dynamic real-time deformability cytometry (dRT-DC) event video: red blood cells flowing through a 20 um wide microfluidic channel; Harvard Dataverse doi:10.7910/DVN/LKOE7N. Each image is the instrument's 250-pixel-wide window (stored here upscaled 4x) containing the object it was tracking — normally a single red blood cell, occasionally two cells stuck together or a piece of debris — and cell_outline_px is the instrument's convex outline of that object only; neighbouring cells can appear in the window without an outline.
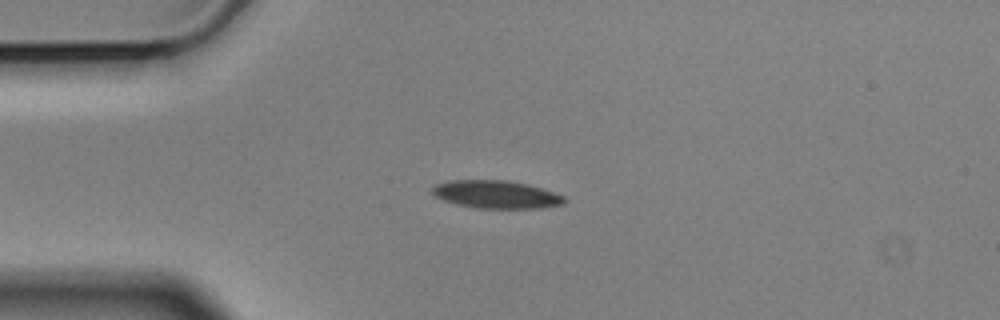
{"species": "Egyptian fruit bat (a non-hibernating species)", "species_latin": "Rousettus aegyptiacus", "temperature_condition": "cold", "stored_images_in_passage": 44, "camera_frame_rate_fps": 3000, "um_per_image_px": 0.085, "animal": {"sex": "male"}, "frame": {"image": 1, "passage_image": 1, "time_ms": 0.0, "image_size_px": [1000, 320], "cell_outline_px": [[568, 200], [564, 204], [540, 208], [476, 208], [444, 200], [436, 196], [432, 192], [432, 188], [436, 184], [452, 180], [508, 180], [528, 184], [564, 196]], "centroid_in_image_um": [42.21, 16.52], "position_along_channel_um": 42.8, "area_um2": 21.27}}
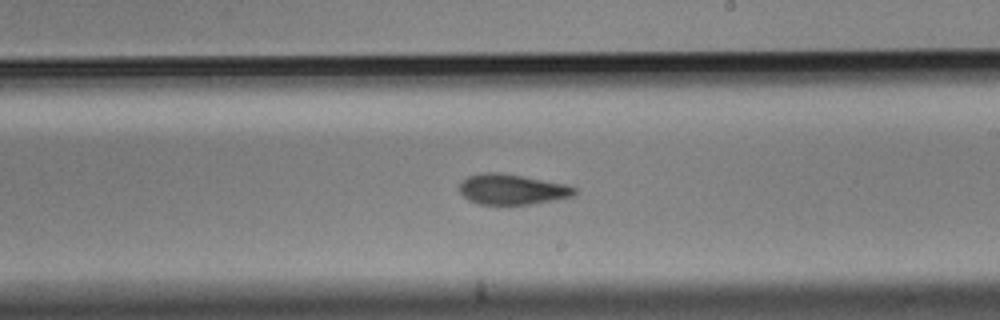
{"frame": {"image": 2, "passage_image": 20, "time_ms": 6.333, "image_size_px": [1000, 320], "cell_outline_px": [[576, 192], [572, 196], [552, 200], [528, 204], [480, 204], [468, 200], [460, 192], [460, 180], [468, 176], [480, 172], [500, 172], [568, 184], [576, 188]], "centroid_in_image_um": [43.49, 16.07], "position_along_channel_um": 245.5, "area_um2": 20.4}}
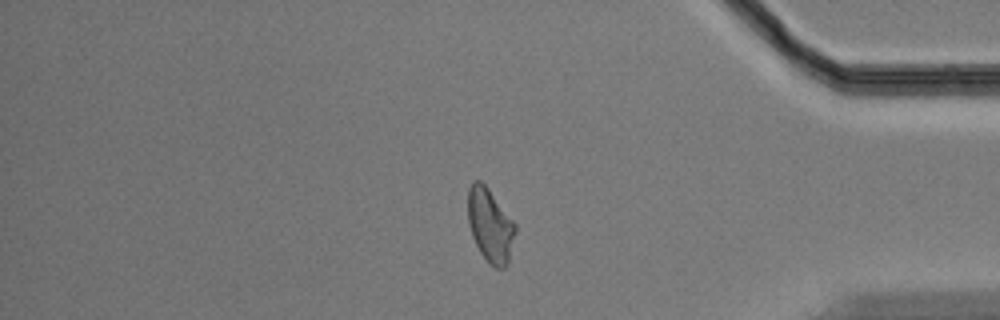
{"frame": {"image": 3, "passage_image": 35, "time_ms": 11.333, "image_size_px": [1000, 320], "cell_outline_px": [[516, 232], [508, 264], [504, 268], [496, 268], [480, 252], [472, 236], [468, 224], [468, 188], [472, 180], [480, 180], [488, 188], [516, 224]], "centroid_in_image_um": [41.66, 19.13], "position_along_channel_um": 393.5, "area_um2": 20.29}, "authors_computed_cell_mechanics": {"area_um2": 21.0392, "velocity_mm_per_s": 3.507, "shape_relaxation_time_tau1_ms": null, "shape_relaxation_time_tau2_ms": 5.1839, "deformation_change_tau1": null, "deformation_change_tau2": 0.1181}}